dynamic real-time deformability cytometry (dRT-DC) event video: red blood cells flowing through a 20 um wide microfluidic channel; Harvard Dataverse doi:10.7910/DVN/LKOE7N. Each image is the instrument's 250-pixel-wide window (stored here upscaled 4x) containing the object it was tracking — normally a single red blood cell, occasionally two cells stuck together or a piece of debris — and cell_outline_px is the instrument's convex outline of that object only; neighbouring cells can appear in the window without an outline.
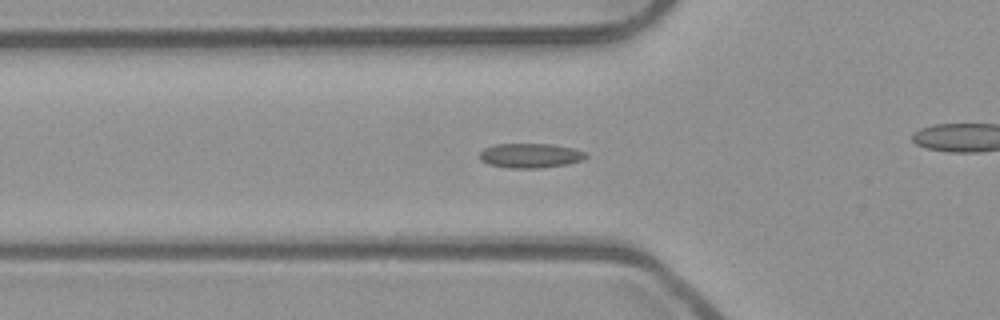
{"species": "common noctule bat (a hibernating species)", "species_latin": "Nyctalus noctula", "temperature_condition": "room temperature", "stored_images_in_passage": 37, "camera_frame_rate_fps": 3000, "um_per_image_px": 0.085, "animal": {"sex": "male", "body_mass_g": 23.1, "forearm_length_mm": 52.7}, "frame": {"image": 1, "passage_image": 2, "time_ms": 0.333, "image_size_px": [1000, 320], "cell_outline_px": [[588, 156], [584, 160], [568, 164], [540, 168], [508, 168], [488, 164], [480, 160], [480, 152], [484, 148], [496, 144], [552, 144], [572, 148], [588, 152]], "centroid_in_image_um": [45.11, 13.23], "position_along_channel_um": 80.7, "area_um2": 15.37}}
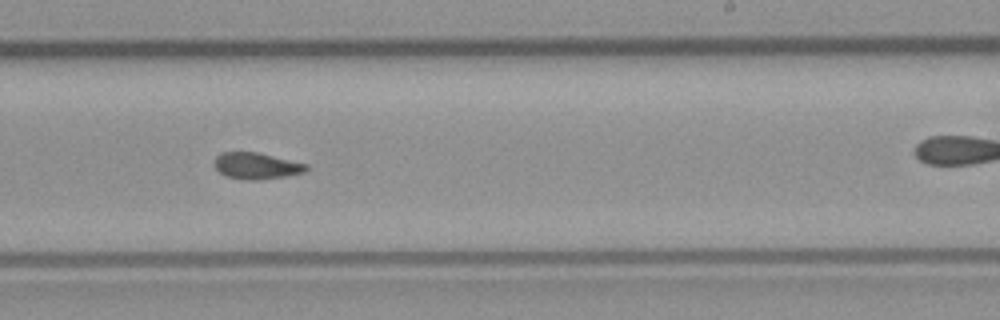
{"frame": {"image": 2, "passage_image": 16, "time_ms": 5.0, "image_size_px": [1000, 320], "cell_outline_px": [[308, 168], [304, 172], [284, 176], [256, 180], [252, 180], [224, 176], [212, 164], [216, 156], [220, 152], [256, 152], [308, 164]], "centroid_in_image_um": [21.75, 14.09], "position_along_channel_um": 267.2, "area_um2": 14.05}}
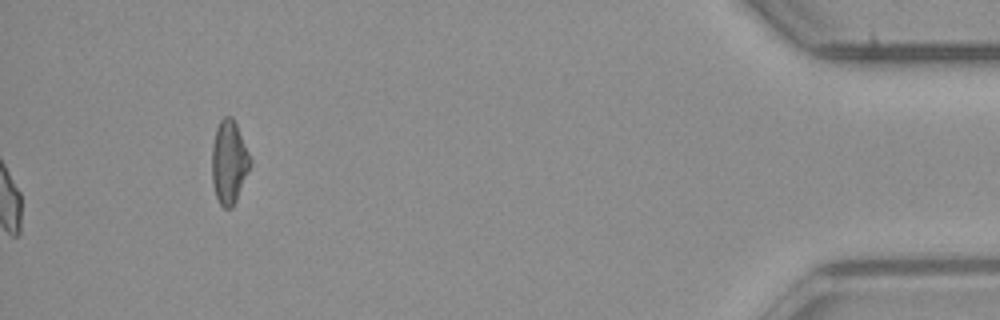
{"frame": {"image": 3, "passage_image": 37, "time_ms": 12.0, "image_size_px": [1000, 320], "cell_outline_px": [[252, 160], [248, 172], [236, 200], [232, 208], [224, 208], [220, 204], [216, 196], [212, 184], [212, 148], [216, 128], [220, 120], [224, 116], [232, 116], [236, 124]], "centroid_in_image_um": [19.46, 13.78], "position_along_channel_um": 415.7, "area_um2": 18.5}, "authors_computed_cell_mechanics": {"area_um2": 14.1032, "velocity_mm_per_s": 3.9722, "shape_relaxation_time_tau1_ms": null, "shape_relaxation_time_tau2_ms": 2.3735, "deformation_change_tau1": null, "deformation_change_tau2": 0.0659}}